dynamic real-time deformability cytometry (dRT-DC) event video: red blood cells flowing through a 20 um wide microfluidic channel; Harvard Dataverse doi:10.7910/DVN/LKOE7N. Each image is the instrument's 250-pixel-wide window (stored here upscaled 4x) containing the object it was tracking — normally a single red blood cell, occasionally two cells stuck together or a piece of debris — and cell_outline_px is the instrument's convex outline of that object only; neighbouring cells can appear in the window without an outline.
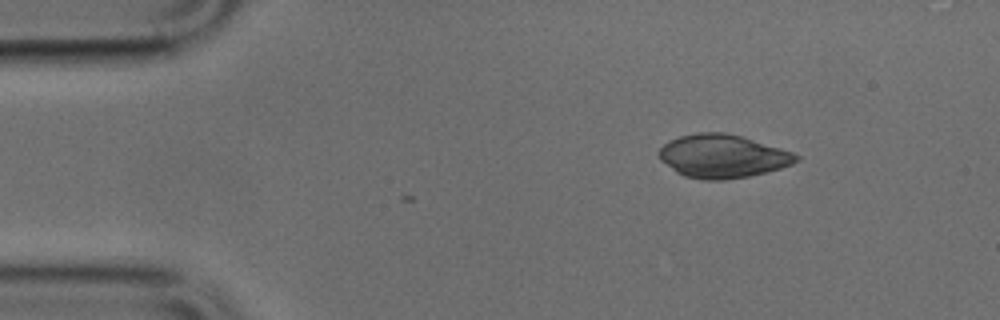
{"species": "common noctule bat (a hibernating species)", "species_latin": "Nyctalus noctula", "temperature_condition": "cold", "stored_images_in_passage": 3, "camera_frame_rate_fps": 3000, "um_per_image_px": 0.085, "animal": {"sex": "male", "body_mass_g": 17.9, "forearm_length_mm": 54.2}, "frame": {"image": 1, "passage_image": 1, "time_ms": 0.0, "image_size_px": [1000, 320], "cell_outline_px": [[800, 160], [792, 164], [780, 168], [748, 176], [724, 180], [704, 180], [684, 176], [676, 172], [660, 160], [660, 148], [668, 140], [680, 136], [696, 132], [724, 132], [740, 136], [780, 148], [792, 152], [800, 156]], "centroid_in_image_um": [61.4, 13.27], "position_along_channel_um": 23.6, "area_um2": 34.45}}